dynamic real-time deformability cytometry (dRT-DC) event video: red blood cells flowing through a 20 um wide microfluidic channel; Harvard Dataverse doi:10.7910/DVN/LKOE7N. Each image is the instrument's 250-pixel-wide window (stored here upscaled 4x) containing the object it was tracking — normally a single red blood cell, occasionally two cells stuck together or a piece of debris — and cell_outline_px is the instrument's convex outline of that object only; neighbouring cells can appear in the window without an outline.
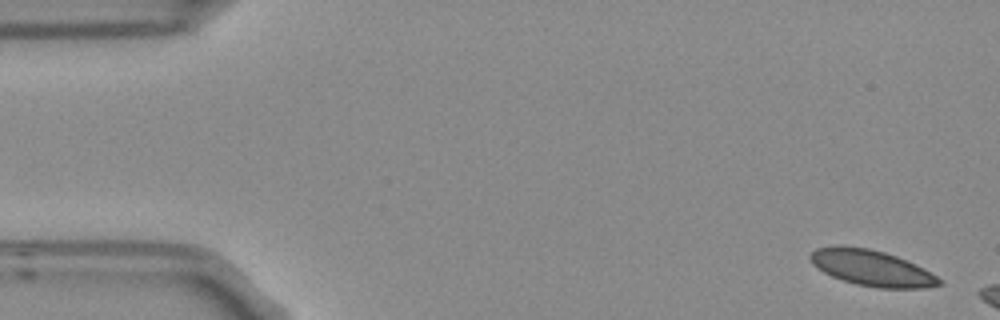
{"species": "Egyptian fruit bat (a non-hibernating species)", "species_latin": "Rousettus aegyptiacus", "temperature_condition": "room temperature", "stored_images_in_passage": 3, "camera_frame_rate_fps": 3000, "um_per_image_px": 0.085, "frame": {"image": 1, "passage_image": 1, "time_ms": 0.0, "image_size_px": [1000, 320], "cell_outline_px": [[944, 284], [924, 288], [880, 288], [856, 284], [832, 276], [816, 268], [812, 264], [808, 256], [816, 248], [840, 244], [868, 248], [884, 252], [896, 256], [944, 280]], "centroid_in_image_um": [74.04, 22.77], "position_along_channel_um": 11.0, "area_um2": 26.82}}